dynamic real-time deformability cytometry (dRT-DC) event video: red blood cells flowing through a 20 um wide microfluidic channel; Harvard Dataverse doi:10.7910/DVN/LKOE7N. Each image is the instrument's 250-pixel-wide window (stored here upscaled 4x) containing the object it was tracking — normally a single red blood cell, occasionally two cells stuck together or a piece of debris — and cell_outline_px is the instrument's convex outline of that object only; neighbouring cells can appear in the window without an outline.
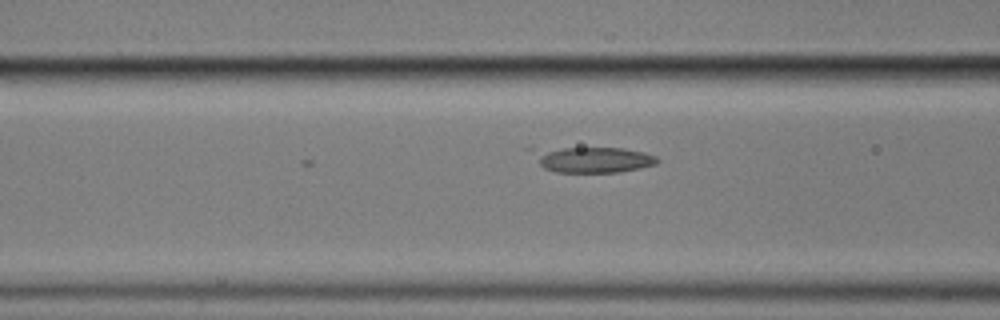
{"species": "common noctule bat (a hibernating species)", "species_latin": "Nyctalus noctula", "temperature_condition": "cold", "stored_images_in_passage": 6, "camera_frame_rate_fps": 3000, "um_per_image_px": 0.085, "animal": {"sex": "male", "body_mass_g": 17.9}, "frame": {"image": 1, "passage_image": 6, "time_ms": 6.0, "image_size_px": [1000, 320], "cell_outline_px": [[660, 160], [656, 164], [640, 168], [616, 172], [556, 172], [544, 168], [520, 148], [532, 144], [624, 148], [644, 152], [656, 156]], "centroid_in_image_um": [50.02, 13.46], "position_along_channel_um": 116.6, "area_um2": 20.75}}